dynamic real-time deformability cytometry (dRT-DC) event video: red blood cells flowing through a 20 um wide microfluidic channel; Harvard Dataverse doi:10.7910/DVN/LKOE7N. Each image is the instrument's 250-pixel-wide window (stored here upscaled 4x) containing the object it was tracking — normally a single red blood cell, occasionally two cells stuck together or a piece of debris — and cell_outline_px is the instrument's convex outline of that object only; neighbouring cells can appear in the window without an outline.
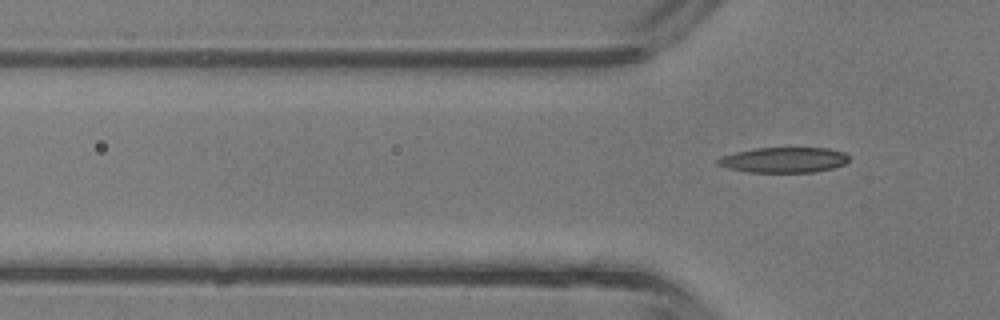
{"species": "common noctule bat (a hibernating species)", "species_latin": "Nyctalus noctula", "temperature_condition": "room temperature", "stored_images_in_passage": 5, "camera_frame_rate_fps": 3000, "um_per_image_px": 0.085, "animal": {"sex": "male", "body_mass_g": 13.3}, "frame": {"image": 1, "passage_image": 5, "time_ms": 1.333, "image_size_px": [1000, 320], "cell_outline_px": [[848, 160], [844, 164], [832, 168], [816, 172], [748, 172], [728, 168], [716, 164], [716, 160], [724, 156], [736, 152], [752, 148], [828, 148], [844, 152], [848, 156]], "centroid_in_image_um": [66.63, 13.59], "position_along_channel_um": 59.2, "area_um2": 19.31}}